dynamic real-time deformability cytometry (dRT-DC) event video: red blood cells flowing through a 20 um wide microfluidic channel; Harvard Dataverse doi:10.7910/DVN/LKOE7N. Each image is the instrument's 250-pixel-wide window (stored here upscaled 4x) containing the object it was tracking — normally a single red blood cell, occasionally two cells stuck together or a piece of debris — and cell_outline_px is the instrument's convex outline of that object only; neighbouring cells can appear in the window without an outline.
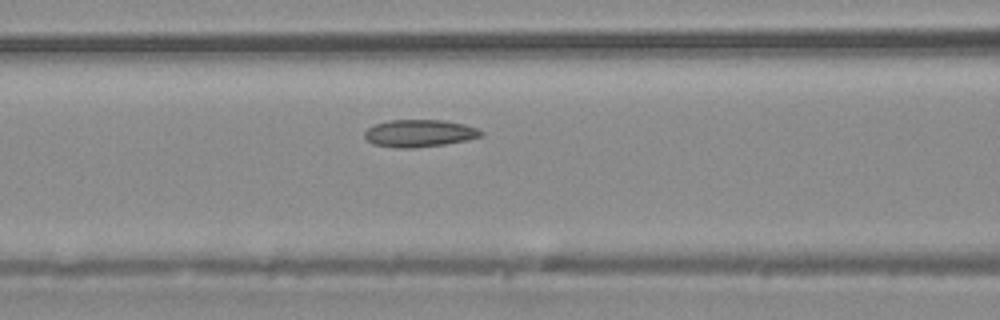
{"species": "common noctule bat (a hibernating species)", "species_latin": "Nyctalus noctula", "temperature_condition": "warm", "stored_images_in_passage": 4, "camera_frame_rate_fps": 3000, "um_per_image_px": 0.085, "animal": {"sex": "male", "body_mass_g": 20.4}, "frame": {"image": 1, "passage_image": 4, "time_ms": 3.667, "image_size_px": [1000, 320], "cell_outline_px": [[484, 136], [468, 140], [444, 144], [412, 148], [396, 148], [372, 144], [364, 136], [364, 132], [368, 128], [376, 124], [388, 120], [440, 120], [464, 124], [476, 128], [484, 132]], "centroid_in_image_um": [35.66, 11.33], "position_along_channel_um": 130.9, "area_um2": 18.55}}